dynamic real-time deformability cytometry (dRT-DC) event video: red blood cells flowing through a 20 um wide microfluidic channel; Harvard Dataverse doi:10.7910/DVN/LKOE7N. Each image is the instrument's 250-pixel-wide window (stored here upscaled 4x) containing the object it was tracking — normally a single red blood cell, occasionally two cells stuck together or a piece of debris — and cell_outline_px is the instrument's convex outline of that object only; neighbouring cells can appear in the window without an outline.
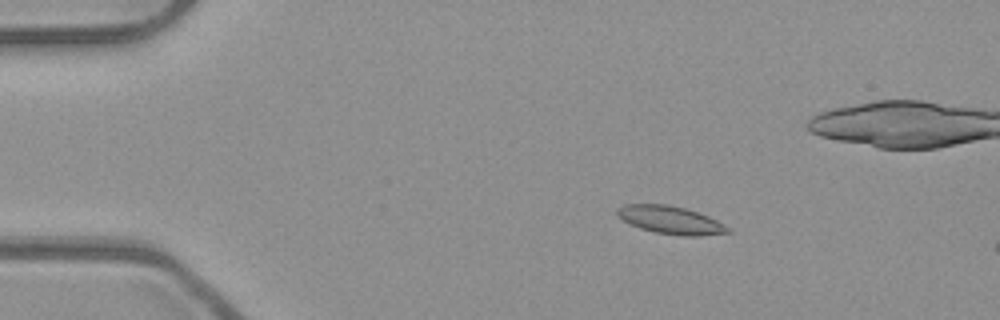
{"species": "common noctule bat (a hibernating species)", "species_latin": "Nyctalus noctula", "temperature_condition": "room temperature", "stored_images_in_passage": 6, "camera_frame_rate_fps": 3000, "um_per_image_px": 0.085, "animal": {"sex": "male", "body_mass_g": 23.1, "forearm_length_mm": 52.7}, "frame": {"image": 1, "passage_image": 3, "time_ms": 0.667, "image_size_px": [1000, 320], "cell_outline_px": [[732, 232], [700, 236], [680, 236], [656, 232], [640, 228], [616, 216], [616, 208], [624, 204], [668, 204], [684, 208], [708, 216], [732, 228]], "centroid_in_image_um": [57.01, 18.7], "position_along_channel_um": 28.0, "area_um2": 18.03}}